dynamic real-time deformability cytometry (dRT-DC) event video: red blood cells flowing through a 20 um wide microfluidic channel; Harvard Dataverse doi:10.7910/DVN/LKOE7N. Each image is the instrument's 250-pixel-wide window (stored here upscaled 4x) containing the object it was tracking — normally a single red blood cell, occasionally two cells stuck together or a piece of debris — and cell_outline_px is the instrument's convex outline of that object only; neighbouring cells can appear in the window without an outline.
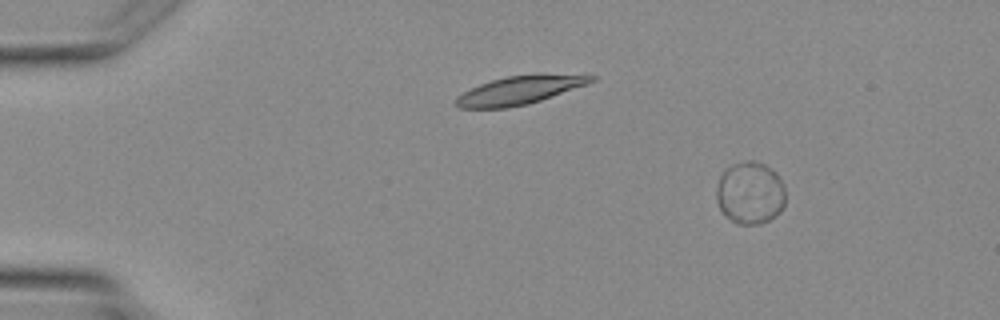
{"species": "Egyptian fruit bat (a non-hibernating species)", "species_latin": "Rousettus aegyptiacus", "temperature_condition": "warm", "stored_images_in_passage": 4, "camera_frame_rate_fps": 3000, "um_per_image_px": 0.085, "animal": {"sex": "female"}, "frame": {"image": 1, "passage_image": 2, "time_ms": 1.333, "image_size_px": [1000, 320], "cell_outline_px": [[784, 204], [780, 212], [776, 216], [760, 224], [736, 224], [724, 216], [716, 200], [716, 188], [720, 176], [732, 164], [748, 160], [752, 160], [764, 164], [776, 172], [784, 184]], "centroid_in_image_um": [63.75, 16.41], "position_along_channel_um": 21.2, "area_um2": 25.32}}